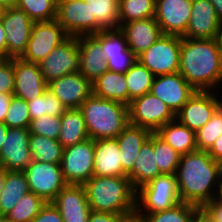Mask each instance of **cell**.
<instances>
[{"label":"cell","mask_w":222,"mask_h":222,"mask_svg":"<svg viewBox=\"0 0 222 222\" xmlns=\"http://www.w3.org/2000/svg\"><path fill=\"white\" fill-rule=\"evenodd\" d=\"M179 73L196 91L222 92V52L217 38L181 37Z\"/></svg>","instance_id":"1"},{"label":"cell","mask_w":222,"mask_h":222,"mask_svg":"<svg viewBox=\"0 0 222 222\" xmlns=\"http://www.w3.org/2000/svg\"><path fill=\"white\" fill-rule=\"evenodd\" d=\"M175 176L181 202L199 208L215 199L222 180L219 162L203 150L181 155Z\"/></svg>","instance_id":"2"},{"label":"cell","mask_w":222,"mask_h":222,"mask_svg":"<svg viewBox=\"0 0 222 222\" xmlns=\"http://www.w3.org/2000/svg\"><path fill=\"white\" fill-rule=\"evenodd\" d=\"M83 185L92 211L135 213L136 189L128 176H93Z\"/></svg>","instance_id":"3"},{"label":"cell","mask_w":222,"mask_h":222,"mask_svg":"<svg viewBox=\"0 0 222 222\" xmlns=\"http://www.w3.org/2000/svg\"><path fill=\"white\" fill-rule=\"evenodd\" d=\"M84 116L89 138H116L129 124L128 106L93 94L79 108Z\"/></svg>","instance_id":"4"},{"label":"cell","mask_w":222,"mask_h":222,"mask_svg":"<svg viewBox=\"0 0 222 222\" xmlns=\"http://www.w3.org/2000/svg\"><path fill=\"white\" fill-rule=\"evenodd\" d=\"M180 202L175 174H161L136 190L135 213H156Z\"/></svg>","instance_id":"5"},{"label":"cell","mask_w":222,"mask_h":222,"mask_svg":"<svg viewBox=\"0 0 222 222\" xmlns=\"http://www.w3.org/2000/svg\"><path fill=\"white\" fill-rule=\"evenodd\" d=\"M181 37L162 35L137 57L154 76L179 72Z\"/></svg>","instance_id":"6"},{"label":"cell","mask_w":222,"mask_h":222,"mask_svg":"<svg viewBox=\"0 0 222 222\" xmlns=\"http://www.w3.org/2000/svg\"><path fill=\"white\" fill-rule=\"evenodd\" d=\"M129 123L155 133L167 122L176 119V114L161 99L151 92L133 99L128 105Z\"/></svg>","instance_id":"7"},{"label":"cell","mask_w":222,"mask_h":222,"mask_svg":"<svg viewBox=\"0 0 222 222\" xmlns=\"http://www.w3.org/2000/svg\"><path fill=\"white\" fill-rule=\"evenodd\" d=\"M94 140H87L63 149L61 170L67 184L83 185L93 177Z\"/></svg>","instance_id":"8"},{"label":"cell","mask_w":222,"mask_h":222,"mask_svg":"<svg viewBox=\"0 0 222 222\" xmlns=\"http://www.w3.org/2000/svg\"><path fill=\"white\" fill-rule=\"evenodd\" d=\"M45 82L80 72L78 36H69L39 63Z\"/></svg>","instance_id":"9"},{"label":"cell","mask_w":222,"mask_h":222,"mask_svg":"<svg viewBox=\"0 0 222 222\" xmlns=\"http://www.w3.org/2000/svg\"><path fill=\"white\" fill-rule=\"evenodd\" d=\"M23 172L26 175L30 191L45 202H52L67 185L60 164L33 160Z\"/></svg>","instance_id":"10"},{"label":"cell","mask_w":222,"mask_h":222,"mask_svg":"<svg viewBox=\"0 0 222 222\" xmlns=\"http://www.w3.org/2000/svg\"><path fill=\"white\" fill-rule=\"evenodd\" d=\"M69 35L57 20L34 22L23 60L39 64Z\"/></svg>","instance_id":"11"},{"label":"cell","mask_w":222,"mask_h":222,"mask_svg":"<svg viewBox=\"0 0 222 222\" xmlns=\"http://www.w3.org/2000/svg\"><path fill=\"white\" fill-rule=\"evenodd\" d=\"M220 95V96H219ZM222 104L220 91H195L176 113V119L195 133L212 117Z\"/></svg>","instance_id":"12"},{"label":"cell","mask_w":222,"mask_h":222,"mask_svg":"<svg viewBox=\"0 0 222 222\" xmlns=\"http://www.w3.org/2000/svg\"><path fill=\"white\" fill-rule=\"evenodd\" d=\"M7 42V58H21L31 37L34 21L21 9L11 7L0 13Z\"/></svg>","instance_id":"13"},{"label":"cell","mask_w":222,"mask_h":222,"mask_svg":"<svg viewBox=\"0 0 222 222\" xmlns=\"http://www.w3.org/2000/svg\"><path fill=\"white\" fill-rule=\"evenodd\" d=\"M29 128H8L0 150V166L7 171H24L33 161Z\"/></svg>","instance_id":"14"},{"label":"cell","mask_w":222,"mask_h":222,"mask_svg":"<svg viewBox=\"0 0 222 222\" xmlns=\"http://www.w3.org/2000/svg\"><path fill=\"white\" fill-rule=\"evenodd\" d=\"M193 0H156L155 20L164 35L183 37L191 17Z\"/></svg>","instance_id":"15"},{"label":"cell","mask_w":222,"mask_h":222,"mask_svg":"<svg viewBox=\"0 0 222 222\" xmlns=\"http://www.w3.org/2000/svg\"><path fill=\"white\" fill-rule=\"evenodd\" d=\"M195 89L179 73L155 76L151 86V93L161 99L176 114Z\"/></svg>","instance_id":"16"},{"label":"cell","mask_w":222,"mask_h":222,"mask_svg":"<svg viewBox=\"0 0 222 222\" xmlns=\"http://www.w3.org/2000/svg\"><path fill=\"white\" fill-rule=\"evenodd\" d=\"M47 89L67 109H78L93 94L92 83L80 72L64 75L47 84Z\"/></svg>","instance_id":"17"},{"label":"cell","mask_w":222,"mask_h":222,"mask_svg":"<svg viewBox=\"0 0 222 222\" xmlns=\"http://www.w3.org/2000/svg\"><path fill=\"white\" fill-rule=\"evenodd\" d=\"M14 93L13 96L27 101L44 94L47 83L40 71L39 64L28 62L22 58H13Z\"/></svg>","instance_id":"18"},{"label":"cell","mask_w":222,"mask_h":222,"mask_svg":"<svg viewBox=\"0 0 222 222\" xmlns=\"http://www.w3.org/2000/svg\"><path fill=\"white\" fill-rule=\"evenodd\" d=\"M56 20L69 36L91 35V11L84 0H59Z\"/></svg>","instance_id":"19"},{"label":"cell","mask_w":222,"mask_h":222,"mask_svg":"<svg viewBox=\"0 0 222 222\" xmlns=\"http://www.w3.org/2000/svg\"><path fill=\"white\" fill-rule=\"evenodd\" d=\"M220 26L221 22L210 0H193L191 17L183 37L216 39Z\"/></svg>","instance_id":"20"},{"label":"cell","mask_w":222,"mask_h":222,"mask_svg":"<svg viewBox=\"0 0 222 222\" xmlns=\"http://www.w3.org/2000/svg\"><path fill=\"white\" fill-rule=\"evenodd\" d=\"M119 29L124 33L129 50L136 57L163 35L155 17L127 22Z\"/></svg>","instance_id":"21"},{"label":"cell","mask_w":222,"mask_h":222,"mask_svg":"<svg viewBox=\"0 0 222 222\" xmlns=\"http://www.w3.org/2000/svg\"><path fill=\"white\" fill-rule=\"evenodd\" d=\"M80 73L94 83L107 70L100 43L92 35L78 36Z\"/></svg>","instance_id":"22"},{"label":"cell","mask_w":222,"mask_h":222,"mask_svg":"<svg viewBox=\"0 0 222 222\" xmlns=\"http://www.w3.org/2000/svg\"><path fill=\"white\" fill-rule=\"evenodd\" d=\"M119 151L116 138L94 140L93 176H127Z\"/></svg>","instance_id":"23"},{"label":"cell","mask_w":222,"mask_h":222,"mask_svg":"<svg viewBox=\"0 0 222 222\" xmlns=\"http://www.w3.org/2000/svg\"><path fill=\"white\" fill-rule=\"evenodd\" d=\"M151 134L150 130L129 123L116 137L120 149L119 155L121 156L122 169L126 174L133 169L135 159L142 145Z\"/></svg>","instance_id":"24"},{"label":"cell","mask_w":222,"mask_h":222,"mask_svg":"<svg viewBox=\"0 0 222 222\" xmlns=\"http://www.w3.org/2000/svg\"><path fill=\"white\" fill-rule=\"evenodd\" d=\"M161 175L154 155L153 133L142 145L133 169L127 174L132 186L137 190L140 186L145 185L152 179Z\"/></svg>","instance_id":"25"},{"label":"cell","mask_w":222,"mask_h":222,"mask_svg":"<svg viewBox=\"0 0 222 222\" xmlns=\"http://www.w3.org/2000/svg\"><path fill=\"white\" fill-rule=\"evenodd\" d=\"M93 95L99 98L121 102L129 105V92L125 73L107 70L94 83Z\"/></svg>","instance_id":"26"},{"label":"cell","mask_w":222,"mask_h":222,"mask_svg":"<svg viewBox=\"0 0 222 222\" xmlns=\"http://www.w3.org/2000/svg\"><path fill=\"white\" fill-rule=\"evenodd\" d=\"M91 11V35L119 28V0H84Z\"/></svg>","instance_id":"27"},{"label":"cell","mask_w":222,"mask_h":222,"mask_svg":"<svg viewBox=\"0 0 222 222\" xmlns=\"http://www.w3.org/2000/svg\"><path fill=\"white\" fill-rule=\"evenodd\" d=\"M155 133L181 155L198 150L196 133L177 119L167 122Z\"/></svg>","instance_id":"28"},{"label":"cell","mask_w":222,"mask_h":222,"mask_svg":"<svg viewBox=\"0 0 222 222\" xmlns=\"http://www.w3.org/2000/svg\"><path fill=\"white\" fill-rule=\"evenodd\" d=\"M89 138L82 111L67 109L61 116V130L58 141L63 148L83 142Z\"/></svg>","instance_id":"29"},{"label":"cell","mask_w":222,"mask_h":222,"mask_svg":"<svg viewBox=\"0 0 222 222\" xmlns=\"http://www.w3.org/2000/svg\"><path fill=\"white\" fill-rule=\"evenodd\" d=\"M60 214L90 213L84 185L67 184L53 199Z\"/></svg>","instance_id":"30"},{"label":"cell","mask_w":222,"mask_h":222,"mask_svg":"<svg viewBox=\"0 0 222 222\" xmlns=\"http://www.w3.org/2000/svg\"><path fill=\"white\" fill-rule=\"evenodd\" d=\"M28 192L30 188L23 171H6L5 184L0 196V217L8 214Z\"/></svg>","instance_id":"31"},{"label":"cell","mask_w":222,"mask_h":222,"mask_svg":"<svg viewBox=\"0 0 222 222\" xmlns=\"http://www.w3.org/2000/svg\"><path fill=\"white\" fill-rule=\"evenodd\" d=\"M29 148L32 159L51 164H61L63 146L58 140L30 134Z\"/></svg>","instance_id":"32"},{"label":"cell","mask_w":222,"mask_h":222,"mask_svg":"<svg viewBox=\"0 0 222 222\" xmlns=\"http://www.w3.org/2000/svg\"><path fill=\"white\" fill-rule=\"evenodd\" d=\"M154 74L139 61L125 73V79L129 92V104L133 99L143 96L151 91Z\"/></svg>","instance_id":"33"},{"label":"cell","mask_w":222,"mask_h":222,"mask_svg":"<svg viewBox=\"0 0 222 222\" xmlns=\"http://www.w3.org/2000/svg\"><path fill=\"white\" fill-rule=\"evenodd\" d=\"M156 0H119V28L127 22L155 17Z\"/></svg>","instance_id":"34"},{"label":"cell","mask_w":222,"mask_h":222,"mask_svg":"<svg viewBox=\"0 0 222 222\" xmlns=\"http://www.w3.org/2000/svg\"><path fill=\"white\" fill-rule=\"evenodd\" d=\"M46 203L30 191L18 200L17 204L4 218L10 222H31Z\"/></svg>","instance_id":"35"},{"label":"cell","mask_w":222,"mask_h":222,"mask_svg":"<svg viewBox=\"0 0 222 222\" xmlns=\"http://www.w3.org/2000/svg\"><path fill=\"white\" fill-rule=\"evenodd\" d=\"M199 207L180 202L171 209L156 213H136L142 216L145 222H193Z\"/></svg>","instance_id":"36"},{"label":"cell","mask_w":222,"mask_h":222,"mask_svg":"<svg viewBox=\"0 0 222 222\" xmlns=\"http://www.w3.org/2000/svg\"><path fill=\"white\" fill-rule=\"evenodd\" d=\"M153 148L156 165L161 174H175L180 162L181 154L168 143L153 133Z\"/></svg>","instance_id":"37"},{"label":"cell","mask_w":222,"mask_h":222,"mask_svg":"<svg viewBox=\"0 0 222 222\" xmlns=\"http://www.w3.org/2000/svg\"><path fill=\"white\" fill-rule=\"evenodd\" d=\"M27 105L31 120L40 117L42 114L61 117L67 110L63 103L48 89L44 94L27 101Z\"/></svg>","instance_id":"38"},{"label":"cell","mask_w":222,"mask_h":222,"mask_svg":"<svg viewBox=\"0 0 222 222\" xmlns=\"http://www.w3.org/2000/svg\"><path fill=\"white\" fill-rule=\"evenodd\" d=\"M59 0H18L16 7L34 22L55 20Z\"/></svg>","instance_id":"39"},{"label":"cell","mask_w":222,"mask_h":222,"mask_svg":"<svg viewBox=\"0 0 222 222\" xmlns=\"http://www.w3.org/2000/svg\"><path fill=\"white\" fill-rule=\"evenodd\" d=\"M92 36L100 43L105 60L123 55L129 49L124 33L119 28L103 30Z\"/></svg>","instance_id":"40"},{"label":"cell","mask_w":222,"mask_h":222,"mask_svg":"<svg viewBox=\"0 0 222 222\" xmlns=\"http://www.w3.org/2000/svg\"><path fill=\"white\" fill-rule=\"evenodd\" d=\"M221 134L222 104L214 112L211 119L196 132L198 150L208 151Z\"/></svg>","instance_id":"41"},{"label":"cell","mask_w":222,"mask_h":222,"mask_svg":"<svg viewBox=\"0 0 222 222\" xmlns=\"http://www.w3.org/2000/svg\"><path fill=\"white\" fill-rule=\"evenodd\" d=\"M30 122L31 117L28 111L27 102L13 96L4 123L8 128H29Z\"/></svg>","instance_id":"42"},{"label":"cell","mask_w":222,"mask_h":222,"mask_svg":"<svg viewBox=\"0 0 222 222\" xmlns=\"http://www.w3.org/2000/svg\"><path fill=\"white\" fill-rule=\"evenodd\" d=\"M61 130V117L42 114L40 117L31 120L29 126L30 134H36L58 140Z\"/></svg>","instance_id":"43"},{"label":"cell","mask_w":222,"mask_h":222,"mask_svg":"<svg viewBox=\"0 0 222 222\" xmlns=\"http://www.w3.org/2000/svg\"><path fill=\"white\" fill-rule=\"evenodd\" d=\"M14 67L13 58L0 59V93H14Z\"/></svg>","instance_id":"44"},{"label":"cell","mask_w":222,"mask_h":222,"mask_svg":"<svg viewBox=\"0 0 222 222\" xmlns=\"http://www.w3.org/2000/svg\"><path fill=\"white\" fill-rule=\"evenodd\" d=\"M136 61L137 57L129 49L123 55L111 56L106 60L108 70L119 73H126Z\"/></svg>","instance_id":"45"},{"label":"cell","mask_w":222,"mask_h":222,"mask_svg":"<svg viewBox=\"0 0 222 222\" xmlns=\"http://www.w3.org/2000/svg\"><path fill=\"white\" fill-rule=\"evenodd\" d=\"M31 222H64L59 210L52 202H47Z\"/></svg>","instance_id":"46"},{"label":"cell","mask_w":222,"mask_h":222,"mask_svg":"<svg viewBox=\"0 0 222 222\" xmlns=\"http://www.w3.org/2000/svg\"><path fill=\"white\" fill-rule=\"evenodd\" d=\"M125 216L128 215H120L102 211H91L87 222H120Z\"/></svg>","instance_id":"47"},{"label":"cell","mask_w":222,"mask_h":222,"mask_svg":"<svg viewBox=\"0 0 222 222\" xmlns=\"http://www.w3.org/2000/svg\"><path fill=\"white\" fill-rule=\"evenodd\" d=\"M201 209L215 222H222V205L215 199L207 202Z\"/></svg>","instance_id":"48"},{"label":"cell","mask_w":222,"mask_h":222,"mask_svg":"<svg viewBox=\"0 0 222 222\" xmlns=\"http://www.w3.org/2000/svg\"><path fill=\"white\" fill-rule=\"evenodd\" d=\"M13 94L0 93V122L4 123Z\"/></svg>","instance_id":"49"},{"label":"cell","mask_w":222,"mask_h":222,"mask_svg":"<svg viewBox=\"0 0 222 222\" xmlns=\"http://www.w3.org/2000/svg\"><path fill=\"white\" fill-rule=\"evenodd\" d=\"M207 152L215 161L219 162L222 160V134L215 140Z\"/></svg>","instance_id":"50"},{"label":"cell","mask_w":222,"mask_h":222,"mask_svg":"<svg viewBox=\"0 0 222 222\" xmlns=\"http://www.w3.org/2000/svg\"><path fill=\"white\" fill-rule=\"evenodd\" d=\"M64 222H87L90 213L60 214Z\"/></svg>","instance_id":"51"},{"label":"cell","mask_w":222,"mask_h":222,"mask_svg":"<svg viewBox=\"0 0 222 222\" xmlns=\"http://www.w3.org/2000/svg\"><path fill=\"white\" fill-rule=\"evenodd\" d=\"M7 58V42L4 25L0 16V59Z\"/></svg>","instance_id":"52"},{"label":"cell","mask_w":222,"mask_h":222,"mask_svg":"<svg viewBox=\"0 0 222 222\" xmlns=\"http://www.w3.org/2000/svg\"><path fill=\"white\" fill-rule=\"evenodd\" d=\"M195 222H215L209 215H207L201 208L195 214Z\"/></svg>","instance_id":"53"},{"label":"cell","mask_w":222,"mask_h":222,"mask_svg":"<svg viewBox=\"0 0 222 222\" xmlns=\"http://www.w3.org/2000/svg\"><path fill=\"white\" fill-rule=\"evenodd\" d=\"M210 2L215 8L216 15L222 24V0H210Z\"/></svg>","instance_id":"54"},{"label":"cell","mask_w":222,"mask_h":222,"mask_svg":"<svg viewBox=\"0 0 222 222\" xmlns=\"http://www.w3.org/2000/svg\"><path fill=\"white\" fill-rule=\"evenodd\" d=\"M120 222H145L142 216L137 215L136 213L125 216Z\"/></svg>","instance_id":"55"},{"label":"cell","mask_w":222,"mask_h":222,"mask_svg":"<svg viewBox=\"0 0 222 222\" xmlns=\"http://www.w3.org/2000/svg\"><path fill=\"white\" fill-rule=\"evenodd\" d=\"M8 131V126L5 123L0 122V150L3 146L4 139Z\"/></svg>","instance_id":"56"},{"label":"cell","mask_w":222,"mask_h":222,"mask_svg":"<svg viewBox=\"0 0 222 222\" xmlns=\"http://www.w3.org/2000/svg\"><path fill=\"white\" fill-rule=\"evenodd\" d=\"M18 0H0V8L6 9L16 7Z\"/></svg>","instance_id":"57"},{"label":"cell","mask_w":222,"mask_h":222,"mask_svg":"<svg viewBox=\"0 0 222 222\" xmlns=\"http://www.w3.org/2000/svg\"><path fill=\"white\" fill-rule=\"evenodd\" d=\"M6 169L0 166V196L5 184Z\"/></svg>","instance_id":"58"},{"label":"cell","mask_w":222,"mask_h":222,"mask_svg":"<svg viewBox=\"0 0 222 222\" xmlns=\"http://www.w3.org/2000/svg\"><path fill=\"white\" fill-rule=\"evenodd\" d=\"M215 200L222 205V180L220 181V185L217 189Z\"/></svg>","instance_id":"59"},{"label":"cell","mask_w":222,"mask_h":222,"mask_svg":"<svg viewBox=\"0 0 222 222\" xmlns=\"http://www.w3.org/2000/svg\"><path fill=\"white\" fill-rule=\"evenodd\" d=\"M217 40H218V42H219V47H220L221 52H222V24H221L220 30H219V32H218Z\"/></svg>","instance_id":"60"},{"label":"cell","mask_w":222,"mask_h":222,"mask_svg":"<svg viewBox=\"0 0 222 222\" xmlns=\"http://www.w3.org/2000/svg\"><path fill=\"white\" fill-rule=\"evenodd\" d=\"M219 168H220V175H221V178H222V160L219 161Z\"/></svg>","instance_id":"61"},{"label":"cell","mask_w":222,"mask_h":222,"mask_svg":"<svg viewBox=\"0 0 222 222\" xmlns=\"http://www.w3.org/2000/svg\"><path fill=\"white\" fill-rule=\"evenodd\" d=\"M0 222H10V221L6 220L4 217H0Z\"/></svg>","instance_id":"62"}]
</instances>
